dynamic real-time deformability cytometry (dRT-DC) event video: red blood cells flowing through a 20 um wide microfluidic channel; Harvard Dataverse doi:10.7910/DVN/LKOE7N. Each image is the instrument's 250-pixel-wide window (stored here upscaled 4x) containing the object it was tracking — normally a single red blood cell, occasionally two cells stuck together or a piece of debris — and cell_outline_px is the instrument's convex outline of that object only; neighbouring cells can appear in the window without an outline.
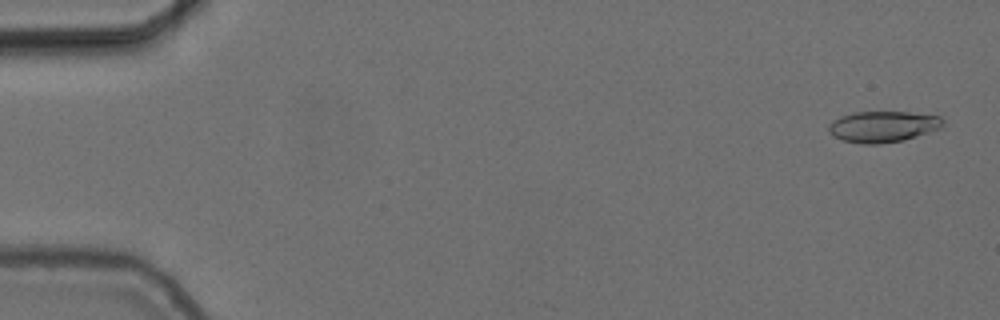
{"species": "common noctule bat (a hibernating species)", "species_latin": "Nyctalus noctula", "temperature_condition": "cold", "stored_images_in_passage": 55, "camera_frame_rate_fps": 3000, "um_per_image_px": 0.085, "animal": {"sex": "female", "body_mass_g": 24.6, "forearm_length_mm": 56.2}, "frame": {"image": 1, "passage_image": 2, "time_ms": 0.333, "image_size_px": [1000, 320], "cell_outline_px": [[944, 124], [940, 128], [904, 140], [876, 144], [860, 144], [844, 140], [828, 132], [828, 124], [832, 120], [840, 116], [856, 112], [908, 112], [940, 116], [944, 120]], "centroid_in_image_um": [75.04, 10.75], "position_along_channel_um": 10.0, "area_um2": 20.63}}
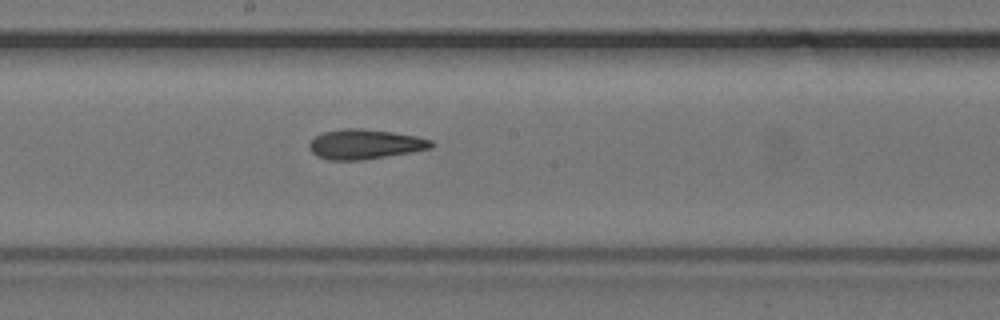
{"frame": {"image": 2, "passage_image": 30, "time_ms": 9.667, "image_size_px": [1000, 320], "cell_outline_px": [[436, 144], [432, 148], [412, 152], [360, 160], [328, 160], [316, 156], [308, 148], [308, 144], [316, 136], [324, 132], [344, 128], [360, 128], [392, 132], [416, 136], [432, 140]], "centroid_in_image_um": [31.03, 12.26], "position_along_channel_um": 217.2, "area_um2": 21.21}}
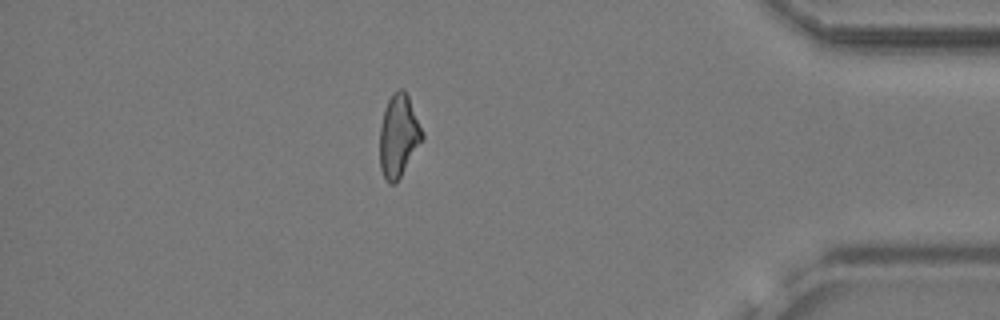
{"frame": {"image": 3, "passage_image": 48, "time_ms": 15.667, "image_size_px": [1000, 320], "cell_outline_px": [[424, 136], [396, 184], [388, 184], [380, 168], [380, 128], [384, 108], [392, 92], [400, 88], [404, 88], [408, 96], [424, 132]], "centroid_in_image_um": [33.87, 11.52], "position_along_channel_um": 401.3, "area_um2": 20.4}, "authors_computed_cell_mechanics": {"area_um2": 20.9236, "velocity_mm_per_s": 3.7264, "shape_relaxation_time_tau1_ms": 4.539, "shape_relaxation_time_tau2_ms": 4.0289, "deformation_change_tau1": 0.1397, "deformation_change_tau2": 0.1439}}